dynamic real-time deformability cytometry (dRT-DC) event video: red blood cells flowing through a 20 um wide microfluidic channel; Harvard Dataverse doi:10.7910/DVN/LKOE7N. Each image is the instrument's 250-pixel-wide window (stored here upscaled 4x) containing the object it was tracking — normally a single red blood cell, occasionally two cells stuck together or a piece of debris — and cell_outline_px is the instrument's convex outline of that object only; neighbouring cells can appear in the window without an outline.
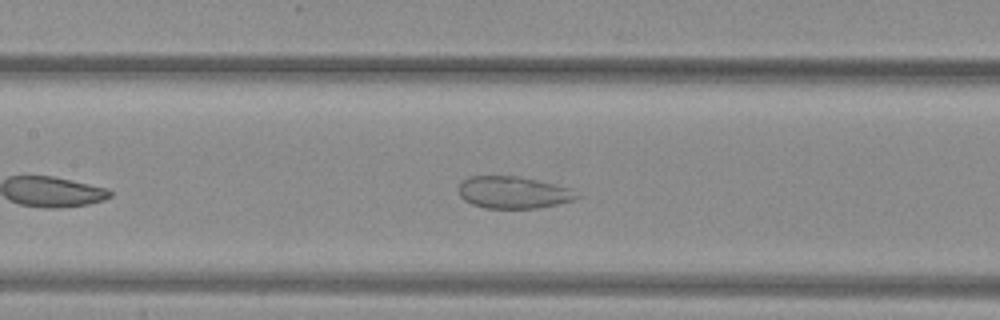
{"species": "common noctule bat (a hibernating species)", "species_latin": "Nyctalus noctula", "temperature_condition": "warm", "stored_images_in_passage": 28, "camera_frame_rate_fps": 3000, "um_per_image_px": 0.085, "animal": {"sex": "female", "body_mass_g": 29.2, "forearm_length_mm": 56.3}, "frame": {"image": 1, "passage_image": 12, "time_ms": 3.667, "image_size_px": [1000, 320], "cell_outline_px": [[580, 196], [572, 200], [556, 204], [536, 208], [484, 208], [472, 204], [464, 200], [460, 196], [460, 184], [468, 176], [516, 176], [556, 184], [572, 188]], "centroid_in_image_um": [43.63, 16.35], "position_along_channel_um": 163.8, "area_um2": 21.91}}
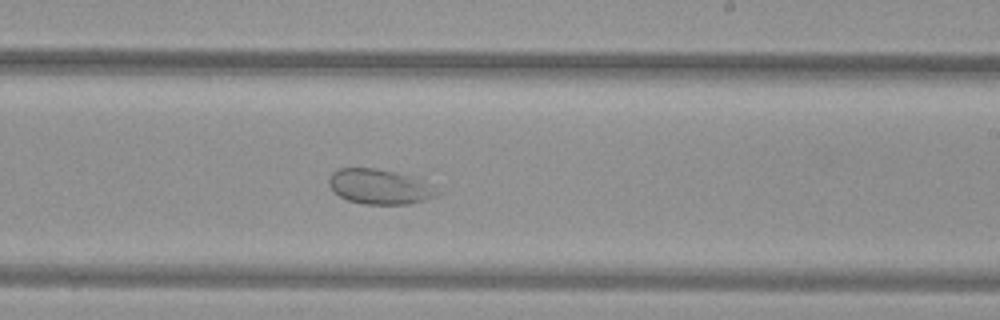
{"frame": {"image": 2, "passage_image": 19, "time_ms": 6.0, "image_size_px": [1000, 320], "cell_outline_px": [[444, 192], [436, 196], [412, 204], [364, 204], [348, 200], [332, 192], [328, 184], [328, 176], [332, 172], [340, 168], [376, 168], [396, 172], [412, 176], [424, 180], [432, 184]], "centroid_in_image_um": [32.3, 15.86], "position_along_channel_um": 256.7, "area_um2": 22.6}}
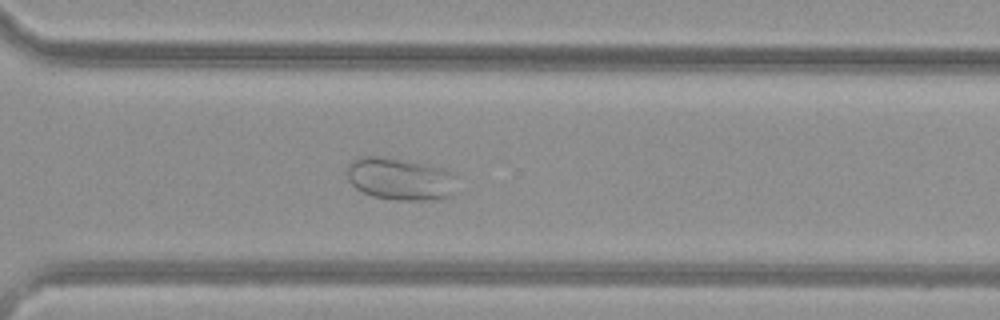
{"frame": {"image": 3, "passage_image": 25, "time_ms": 8.0, "image_size_px": [1000, 320], "cell_outline_px": [[460, 176], [456, 196], [436, 200], [396, 200], [372, 196], [356, 188], [348, 180], [348, 164], [352, 160], [360, 156], [388, 156], [428, 164], [440, 168]], "centroid_in_image_um": [34.12, 15.21], "position_along_channel_um": 336.5, "area_um2": 28.09}}